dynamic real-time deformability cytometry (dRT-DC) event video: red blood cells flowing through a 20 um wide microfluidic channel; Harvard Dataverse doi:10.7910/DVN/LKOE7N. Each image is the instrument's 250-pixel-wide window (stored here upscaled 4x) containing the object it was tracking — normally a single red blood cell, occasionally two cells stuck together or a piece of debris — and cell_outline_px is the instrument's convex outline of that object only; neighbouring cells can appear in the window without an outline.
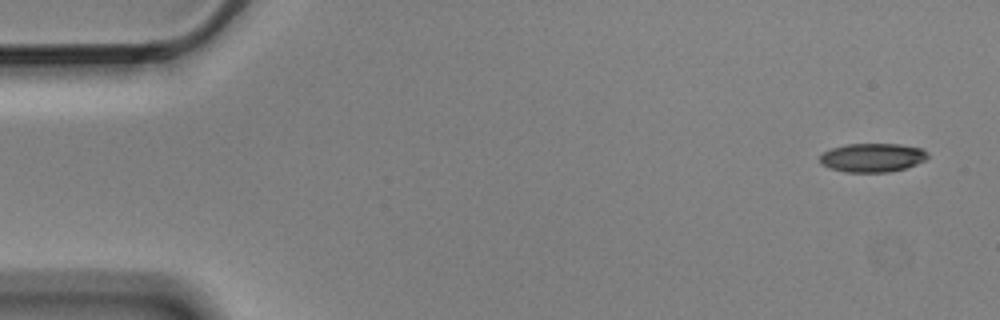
{"species": "Egyptian fruit bat (a non-hibernating species)", "species_latin": "Rousettus aegyptiacus", "temperature_condition": "cold", "stored_images_in_passage": 5, "camera_frame_rate_fps": 3000, "um_per_image_px": 0.085, "animal": {"sex": "male"}, "frame": {"image": 1, "passage_image": 1, "time_ms": 0.0, "image_size_px": [1000, 320], "cell_outline_px": [[928, 156], [924, 160], [916, 164], [904, 168], [888, 172], [844, 172], [828, 168], [820, 164], [820, 156], [824, 152], [832, 148], [848, 144], [900, 144], [920, 148], [928, 152]], "centroid_in_image_um": [74.13, 13.4], "position_along_channel_um": 10.9, "area_um2": 18.03}}
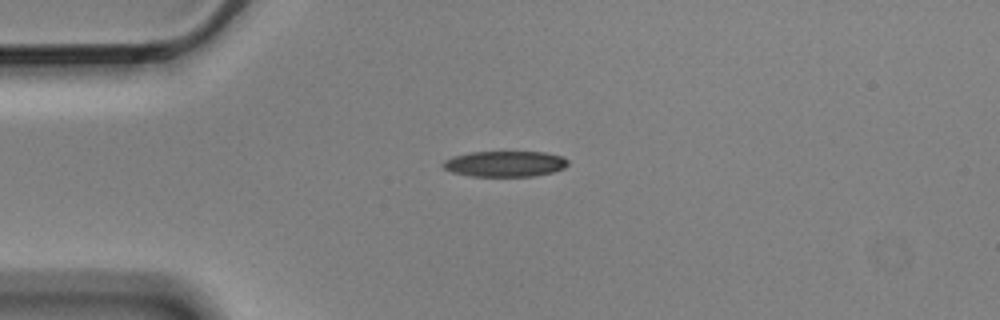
{"frame": {"image": 2, "passage_image": 4, "time_ms": 1.0, "image_size_px": [1000, 320], "cell_outline_px": [[568, 164], [564, 168], [552, 172], [536, 176], [468, 176], [452, 172], [444, 168], [440, 164], [444, 160], [452, 156], [468, 152], [544, 152], [564, 156], [568, 160]], "centroid_in_image_um": [42.9, 13.92], "position_along_channel_um": 42.1, "area_um2": 18.96}}